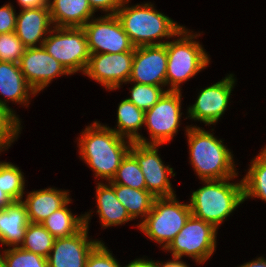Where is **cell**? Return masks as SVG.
I'll return each instance as SVG.
<instances>
[{
	"mask_svg": "<svg viewBox=\"0 0 266 267\" xmlns=\"http://www.w3.org/2000/svg\"><path fill=\"white\" fill-rule=\"evenodd\" d=\"M161 145L133 142L129 152L136 158L146 182V190L155 198L174 196L175 191L169 175L175 176L173 168L164 165L158 154Z\"/></svg>",
	"mask_w": 266,
	"mask_h": 267,
	"instance_id": "cell-11",
	"label": "cell"
},
{
	"mask_svg": "<svg viewBox=\"0 0 266 267\" xmlns=\"http://www.w3.org/2000/svg\"><path fill=\"white\" fill-rule=\"evenodd\" d=\"M69 199V191L48 187L27 193L21 201L26 207L29 222L41 223Z\"/></svg>",
	"mask_w": 266,
	"mask_h": 267,
	"instance_id": "cell-19",
	"label": "cell"
},
{
	"mask_svg": "<svg viewBox=\"0 0 266 267\" xmlns=\"http://www.w3.org/2000/svg\"><path fill=\"white\" fill-rule=\"evenodd\" d=\"M144 117V110L124 99L118 104L117 108V128H112V130L132 142L149 144L148 139L138 133L140 128L144 126Z\"/></svg>",
	"mask_w": 266,
	"mask_h": 267,
	"instance_id": "cell-23",
	"label": "cell"
},
{
	"mask_svg": "<svg viewBox=\"0 0 266 267\" xmlns=\"http://www.w3.org/2000/svg\"><path fill=\"white\" fill-rule=\"evenodd\" d=\"M54 241L55 238L41 223H29L19 247L47 258Z\"/></svg>",
	"mask_w": 266,
	"mask_h": 267,
	"instance_id": "cell-27",
	"label": "cell"
},
{
	"mask_svg": "<svg viewBox=\"0 0 266 267\" xmlns=\"http://www.w3.org/2000/svg\"><path fill=\"white\" fill-rule=\"evenodd\" d=\"M125 267H161L160 262H154V260H149L146 258H137L131 261Z\"/></svg>",
	"mask_w": 266,
	"mask_h": 267,
	"instance_id": "cell-38",
	"label": "cell"
},
{
	"mask_svg": "<svg viewBox=\"0 0 266 267\" xmlns=\"http://www.w3.org/2000/svg\"><path fill=\"white\" fill-rule=\"evenodd\" d=\"M191 214L189 204L179 203L176 195L157 197L154 199L151 211L137 227L150 240L159 243L161 249H165L183 228Z\"/></svg>",
	"mask_w": 266,
	"mask_h": 267,
	"instance_id": "cell-6",
	"label": "cell"
},
{
	"mask_svg": "<svg viewBox=\"0 0 266 267\" xmlns=\"http://www.w3.org/2000/svg\"><path fill=\"white\" fill-rule=\"evenodd\" d=\"M17 14L11 3L0 7V34L15 32Z\"/></svg>",
	"mask_w": 266,
	"mask_h": 267,
	"instance_id": "cell-35",
	"label": "cell"
},
{
	"mask_svg": "<svg viewBox=\"0 0 266 267\" xmlns=\"http://www.w3.org/2000/svg\"><path fill=\"white\" fill-rule=\"evenodd\" d=\"M201 34H193L185 26L178 32L177 39L166 41L167 51L166 86L168 91H181L180 85L210 63V57L203 46L196 42ZM180 37V38H179Z\"/></svg>",
	"mask_w": 266,
	"mask_h": 267,
	"instance_id": "cell-5",
	"label": "cell"
},
{
	"mask_svg": "<svg viewBox=\"0 0 266 267\" xmlns=\"http://www.w3.org/2000/svg\"><path fill=\"white\" fill-rule=\"evenodd\" d=\"M167 51L165 45L135 47L128 83L166 86Z\"/></svg>",
	"mask_w": 266,
	"mask_h": 267,
	"instance_id": "cell-16",
	"label": "cell"
},
{
	"mask_svg": "<svg viewBox=\"0 0 266 267\" xmlns=\"http://www.w3.org/2000/svg\"><path fill=\"white\" fill-rule=\"evenodd\" d=\"M242 182L244 201L251 197L266 202V146L251 161V166Z\"/></svg>",
	"mask_w": 266,
	"mask_h": 267,
	"instance_id": "cell-26",
	"label": "cell"
},
{
	"mask_svg": "<svg viewBox=\"0 0 266 267\" xmlns=\"http://www.w3.org/2000/svg\"><path fill=\"white\" fill-rule=\"evenodd\" d=\"M129 2L124 0L115 15L135 47L164 45L166 42L160 39L176 37L184 27L156 10L151 2L131 7Z\"/></svg>",
	"mask_w": 266,
	"mask_h": 267,
	"instance_id": "cell-3",
	"label": "cell"
},
{
	"mask_svg": "<svg viewBox=\"0 0 266 267\" xmlns=\"http://www.w3.org/2000/svg\"><path fill=\"white\" fill-rule=\"evenodd\" d=\"M107 248L108 247L101 241L90 252L85 267H122Z\"/></svg>",
	"mask_w": 266,
	"mask_h": 267,
	"instance_id": "cell-34",
	"label": "cell"
},
{
	"mask_svg": "<svg viewBox=\"0 0 266 267\" xmlns=\"http://www.w3.org/2000/svg\"><path fill=\"white\" fill-rule=\"evenodd\" d=\"M97 213L103 228L118 226L133 221L127 209L117 199L114 188L108 183H97Z\"/></svg>",
	"mask_w": 266,
	"mask_h": 267,
	"instance_id": "cell-22",
	"label": "cell"
},
{
	"mask_svg": "<svg viewBox=\"0 0 266 267\" xmlns=\"http://www.w3.org/2000/svg\"><path fill=\"white\" fill-rule=\"evenodd\" d=\"M29 223L22 201H14L4 210H0V243L8 247L19 246Z\"/></svg>",
	"mask_w": 266,
	"mask_h": 267,
	"instance_id": "cell-21",
	"label": "cell"
},
{
	"mask_svg": "<svg viewBox=\"0 0 266 267\" xmlns=\"http://www.w3.org/2000/svg\"><path fill=\"white\" fill-rule=\"evenodd\" d=\"M217 228L191 214L183 228L164 249L172 257L188 256L198 264H204L216 251Z\"/></svg>",
	"mask_w": 266,
	"mask_h": 267,
	"instance_id": "cell-8",
	"label": "cell"
},
{
	"mask_svg": "<svg viewBox=\"0 0 266 267\" xmlns=\"http://www.w3.org/2000/svg\"><path fill=\"white\" fill-rule=\"evenodd\" d=\"M173 259L166 262H160L161 267H189L180 257H172Z\"/></svg>",
	"mask_w": 266,
	"mask_h": 267,
	"instance_id": "cell-39",
	"label": "cell"
},
{
	"mask_svg": "<svg viewBox=\"0 0 266 267\" xmlns=\"http://www.w3.org/2000/svg\"><path fill=\"white\" fill-rule=\"evenodd\" d=\"M0 188L14 201L23 200L25 178L18 166L0 161Z\"/></svg>",
	"mask_w": 266,
	"mask_h": 267,
	"instance_id": "cell-29",
	"label": "cell"
},
{
	"mask_svg": "<svg viewBox=\"0 0 266 267\" xmlns=\"http://www.w3.org/2000/svg\"><path fill=\"white\" fill-rule=\"evenodd\" d=\"M166 91L168 90L162 86L134 83L130 89L131 96L126 99L139 109L146 111L153 107Z\"/></svg>",
	"mask_w": 266,
	"mask_h": 267,
	"instance_id": "cell-30",
	"label": "cell"
},
{
	"mask_svg": "<svg viewBox=\"0 0 266 267\" xmlns=\"http://www.w3.org/2000/svg\"><path fill=\"white\" fill-rule=\"evenodd\" d=\"M133 57L134 51L91 54L84 75L114 91L129 81Z\"/></svg>",
	"mask_w": 266,
	"mask_h": 267,
	"instance_id": "cell-13",
	"label": "cell"
},
{
	"mask_svg": "<svg viewBox=\"0 0 266 267\" xmlns=\"http://www.w3.org/2000/svg\"><path fill=\"white\" fill-rule=\"evenodd\" d=\"M124 0H88L90 7L94 12L102 10L105 15H115Z\"/></svg>",
	"mask_w": 266,
	"mask_h": 267,
	"instance_id": "cell-36",
	"label": "cell"
},
{
	"mask_svg": "<svg viewBox=\"0 0 266 267\" xmlns=\"http://www.w3.org/2000/svg\"><path fill=\"white\" fill-rule=\"evenodd\" d=\"M42 46L71 75L84 74L91 53L82 27H53Z\"/></svg>",
	"mask_w": 266,
	"mask_h": 267,
	"instance_id": "cell-7",
	"label": "cell"
},
{
	"mask_svg": "<svg viewBox=\"0 0 266 267\" xmlns=\"http://www.w3.org/2000/svg\"><path fill=\"white\" fill-rule=\"evenodd\" d=\"M189 159L200 180L236 178L232 152L210 131L199 126H186ZM237 171V172H236Z\"/></svg>",
	"mask_w": 266,
	"mask_h": 267,
	"instance_id": "cell-2",
	"label": "cell"
},
{
	"mask_svg": "<svg viewBox=\"0 0 266 267\" xmlns=\"http://www.w3.org/2000/svg\"><path fill=\"white\" fill-rule=\"evenodd\" d=\"M13 202L14 200L0 188V210H4Z\"/></svg>",
	"mask_w": 266,
	"mask_h": 267,
	"instance_id": "cell-41",
	"label": "cell"
},
{
	"mask_svg": "<svg viewBox=\"0 0 266 267\" xmlns=\"http://www.w3.org/2000/svg\"><path fill=\"white\" fill-rule=\"evenodd\" d=\"M3 253L0 252V267H3L4 265V250H2Z\"/></svg>",
	"mask_w": 266,
	"mask_h": 267,
	"instance_id": "cell-42",
	"label": "cell"
},
{
	"mask_svg": "<svg viewBox=\"0 0 266 267\" xmlns=\"http://www.w3.org/2000/svg\"><path fill=\"white\" fill-rule=\"evenodd\" d=\"M238 267H266V259L261 256L256 258L255 260H251L249 262H246Z\"/></svg>",
	"mask_w": 266,
	"mask_h": 267,
	"instance_id": "cell-40",
	"label": "cell"
},
{
	"mask_svg": "<svg viewBox=\"0 0 266 267\" xmlns=\"http://www.w3.org/2000/svg\"><path fill=\"white\" fill-rule=\"evenodd\" d=\"M117 199L127 209L132 219L140 218L142 221L151 211L155 197L146 189H134L120 184L109 183ZM141 217H140V216Z\"/></svg>",
	"mask_w": 266,
	"mask_h": 267,
	"instance_id": "cell-24",
	"label": "cell"
},
{
	"mask_svg": "<svg viewBox=\"0 0 266 267\" xmlns=\"http://www.w3.org/2000/svg\"><path fill=\"white\" fill-rule=\"evenodd\" d=\"M82 28L91 54L135 51V46L116 15L94 17Z\"/></svg>",
	"mask_w": 266,
	"mask_h": 267,
	"instance_id": "cell-10",
	"label": "cell"
},
{
	"mask_svg": "<svg viewBox=\"0 0 266 267\" xmlns=\"http://www.w3.org/2000/svg\"><path fill=\"white\" fill-rule=\"evenodd\" d=\"M108 183L120 184L134 189H146V182L136 158L128 152L121 161L113 179Z\"/></svg>",
	"mask_w": 266,
	"mask_h": 267,
	"instance_id": "cell-28",
	"label": "cell"
},
{
	"mask_svg": "<svg viewBox=\"0 0 266 267\" xmlns=\"http://www.w3.org/2000/svg\"><path fill=\"white\" fill-rule=\"evenodd\" d=\"M77 140L79 157L95 173V178L107 182L113 179L133 143L99 121L86 126Z\"/></svg>",
	"mask_w": 266,
	"mask_h": 267,
	"instance_id": "cell-1",
	"label": "cell"
},
{
	"mask_svg": "<svg viewBox=\"0 0 266 267\" xmlns=\"http://www.w3.org/2000/svg\"><path fill=\"white\" fill-rule=\"evenodd\" d=\"M21 121L9 109L0 105V153L12 145L21 133Z\"/></svg>",
	"mask_w": 266,
	"mask_h": 267,
	"instance_id": "cell-32",
	"label": "cell"
},
{
	"mask_svg": "<svg viewBox=\"0 0 266 267\" xmlns=\"http://www.w3.org/2000/svg\"><path fill=\"white\" fill-rule=\"evenodd\" d=\"M234 178L201 180L204 186L193 191L190 198L192 215L213 224L217 229L244 202L243 182Z\"/></svg>",
	"mask_w": 266,
	"mask_h": 267,
	"instance_id": "cell-4",
	"label": "cell"
},
{
	"mask_svg": "<svg viewBox=\"0 0 266 267\" xmlns=\"http://www.w3.org/2000/svg\"><path fill=\"white\" fill-rule=\"evenodd\" d=\"M36 94L24 78L19 64L0 61V95L5 98H0V105L9 109L19 119L15 111L8 106V101L28 106L29 98H32L30 95Z\"/></svg>",
	"mask_w": 266,
	"mask_h": 267,
	"instance_id": "cell-18",
	"label": "cell"
},
{
	"mask_svg": "<svg viewBox=\"0 0 266 267\" xmlns=\"http://www.w3.org/2000/svg\"><path fill=\"white\" fill-rule=\"evenodd\" d=\"M54 27H83L95 14L88 0H48Z\"/></svg>",
	"mask_w": 266,
	"mask_h": 267,
	"instance_id": "cell-20",
	"label": "cell"
},
{
	"mask_svg": "<svg viewBox=\"0 0 266 267\" xmlns=\"http://www.w3.org/2000/svg\"><path fill=\"white\" fill-rule=\"evenodd\" d=\"M3 267H48L47 258L17 247L4 249Z\"/></svg>",
	"mask_w": 266,
	"mask_h": 267,
	"instance_id": "cell-31",
	"label": "cell"
},
{
	"mask_svg": "<svg viewBox=\"0 0 266 267\" xmlns=\"http://www.w3.org/2000/svg\"><path fill=\"white\" fill-rule=\"evenodd\" d=\"M19 67L24 78L36 93L44 90L56 77L71 75L43 46L26 48Z\"/></svg>",
	"mask_w": 266,
	"mask_h": 267,
	"instance_id": "cell-15",
	"label": "cell"
},
{
	"mask_svg": "<svg viewBox=\"0 0 266 267\" xmlns=\"http://www.w3.org/2000/svg\"><path fill=\"white\" fill-rule=\"evenodd\" d=\"M53 27L49 7L23 9L16 17L15 34L26 48L40 47Z\"/></svg>",
	"mask_w": 266,
	"mask_h": 267,
	"instance_id": "cell-17",
	"label": "cell"
},
{
	"mask_svg": "<svg viewBox=\"0 0 266 267\" xmlns=\"http://www.w3.org/2000/svg\"><path fill=\"white\" fill-rule=\"evenodd\" d=\"M25 49L15 32L0 34V61L19 64Z\"/></svg>",
	"mask_w": 266,
	"mask_h": 267,
	"instance_id": "cell-33",
	"label": "cell"
},
{
	"mask_svg": "<svg viewBox=\"0 0 266 267\" xmlns=\"http://www.w3.org/2000/svg\"><path fill=\"white\" fill-rule=\"evenodd\" d=\"M18 5L23 9L49 7L48 0H17Z\"/></svg>",
	"mask_w": 266,
	"mask_h": 267,
	"instance_id": "cell-37",
	"label": "cell"
},
{
	"mask_svg": "<svg viewBox=\"0 0 266 267\" xmlns=\"http://www.w3.org/2000/svg\"><path fill=\"white\" fill-rule=\"evenodd\" d=\"M236 79L228 74L221 81L202 89L195 103L187 110L186 119L198 120L206 126L215 125L225 113Z\"/></svg>",
	"mask_w": 266,
	"mask_h": 267,
	"instance_id": "cell-14",
	"label": "cell"
},
{
	"mask_svg": "<svg viewBox=\"0 0 266 267\" xmlns=\"http://www.w3.org/2000/svg\"><path fill=\"white\" fill-rule=\"evenodd\" d=\"M181 91H166L158 102L145 111L144 125L150 133L149 144L170 142L181 125Z\"/></svg>",
	"mask_w": 266,
	"mask_h": 267,
	"instance_id": "cell-9",
	"label": "cell"
},
{
	"mask_svg": "<svg viewBox=\"0 0 266 267\" xmlns=\"http://www.w3.org/2000/svg\"><path fill=\"white\" fill-rule=\"evenodd\" d=\"M71 200L70 198L61 208L41 222L54 238L72 236L84 226V214L75 216L68 208Z\"/></svg>",
	"mask_w": 266,
	"mask_h": 267,
	"instance_id": "cell-25",
	"label": "cell"
},
{
	"mask_svg": "<svg viewBox=\"0 0 266 267\" xmlns=\"http://www.w3.org/2000/svg\"><path fill=\"white\" fill-rule=\"evenodd\" d=\"M92 212L84 214V226L74 235L55 238L47 257L48 267H85L90 252L101 242L88 238L89 220ZM91 214V215H90Z\"/></svg>",
	"mask_w": 266,
	"mask_h": 267,
	"instance_id": "cell-12",
	"label": "cell"
}]
</instances>
